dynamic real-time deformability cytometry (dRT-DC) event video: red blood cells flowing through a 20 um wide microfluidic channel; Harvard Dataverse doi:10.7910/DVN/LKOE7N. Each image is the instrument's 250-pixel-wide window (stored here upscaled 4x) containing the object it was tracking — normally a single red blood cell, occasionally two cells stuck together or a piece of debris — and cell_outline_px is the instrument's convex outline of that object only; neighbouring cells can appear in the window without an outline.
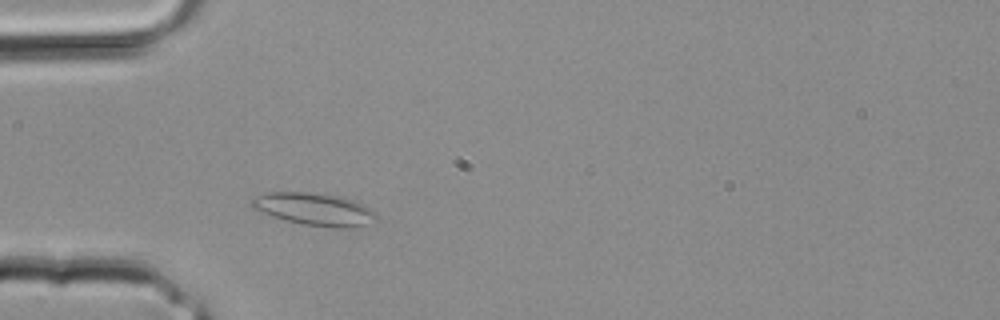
{"species": "common noctule bat (a hibernating species)", "species_latin": "Nyctalus noctula", "temperature_condition": "room temperature", "stored_images_in_passage": 29, "camera_frame_rate_fps": 3000, "um_per_image_px": 0.085, "animal": {"sex": "male", "body_mass_g": 20.4}, "frame": {"image": 1, "passage_image": 5, "time_ms": 1.333, "image_size_px": [1000, 320], "cell_outline_px": [[380, 216], [364, 224], [352, 228], [332, 228], [300, 224], [284, 220], [260, 212], [252, 208], [248, 200], [264, 192], [304, 192], [336, 196], [356, 200], [364, 204], [376, 212]], "centroid_in_image_um": [26.68, 17.79], "position_along_channel_um": 58.3, "area_um2": 23.87}}
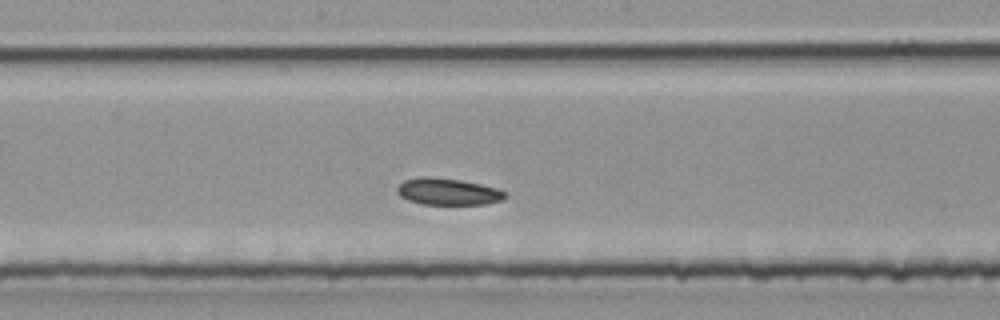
{"frame": {"image": 2, "passage_image": 13, "time_ms": 4.0, "image_size_px": [1000, 320], "cell_outline_px": [[508, 196], [500, 200], [488, 204], [424, 204], [408, 200], [400, 196], [396, 192], [396, 188], [404, 180], [420, 176], [428, 176], [460, 180], [480, 184], [496, 188], [504, 192]], "centroid_in_image_um": [38.04, 16.28], "position_along_channel_um": 210.2, "area_um2": 16.76}}
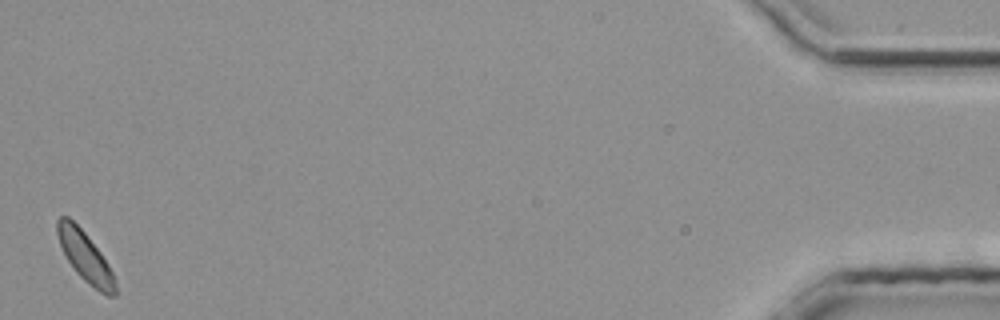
{"frame": {"image": 3, "passage_image": 29, "time_ms": 9.333, "image_size_px": [1000, 320], "cell_outline_px": [[116, 296], [108, 296], [100, 292], [88, 284], [76, 272], [68, 260], [60, 244], [56, 232], [56, 220], [60, 216], [68, 216], [84, 232], [100, 252], [108, 264], [112, 272], [116, 284]], "centroid_in_image_um": [7.24, 21.82], "position_along_channel_um": 428.0, "area_um2": 16.65}}